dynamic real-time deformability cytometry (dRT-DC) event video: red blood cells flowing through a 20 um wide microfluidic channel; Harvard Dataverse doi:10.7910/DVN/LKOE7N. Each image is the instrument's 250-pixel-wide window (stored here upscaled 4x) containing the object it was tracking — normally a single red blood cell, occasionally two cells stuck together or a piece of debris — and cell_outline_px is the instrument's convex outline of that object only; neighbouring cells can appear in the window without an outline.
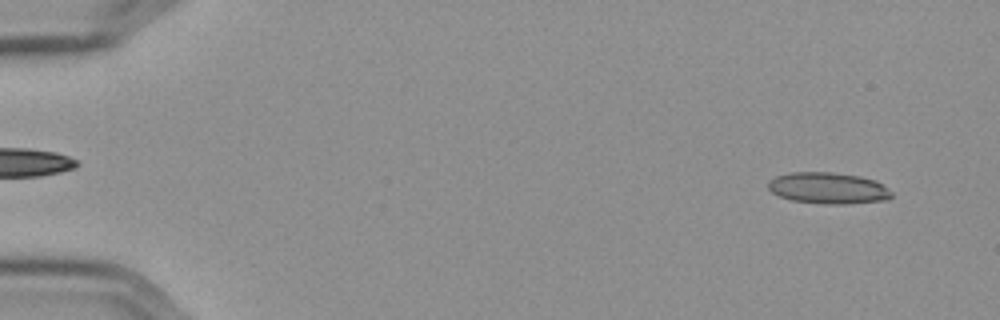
{"species": "Egyptian fruit bat (a non-hibernating species)", "species_latin": "Rousettus aegyptiacus", "temperature_condition": "cold", "stored_images_in_passage": 17, "camera_frame_rate_fps": 3000, "um_per_image_px": 0.085, "frame": {"image": 1, "passage_image": 4, "time_ms": 1.0, "image_size_px": [1000, 320], "cell_outline_px": [[892, 196], [888, 200], [840, 204], [836, 204], [792, 200], [780, 196], [772, 192], [768, 188], [768, 180], [776, 176], [788, 172], [832, 172], [860, 176], [876, 180], [892, 192]], "centroid_in_image_um": [70.39, 15.97], "position_along_channel_um": 14.6, "area_um2": 22.43}}
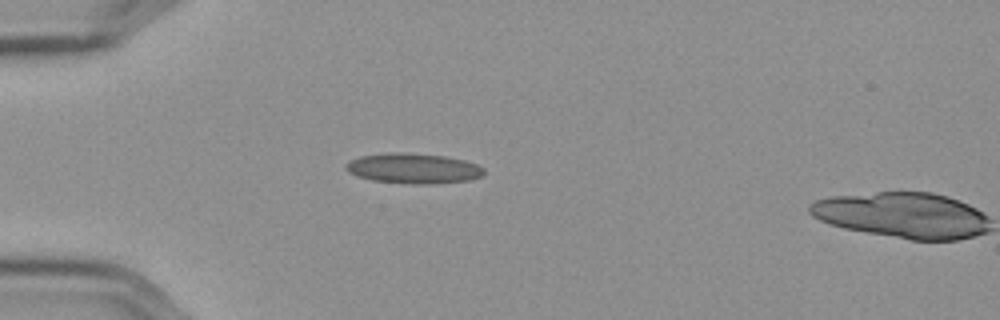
{"frame": {"image": 2, "passage_image": 16, "time_ms": 5.0, "image_size_px": [1000, 320], "cell_outline_px": [[484, 172], [480, 176], [468, 180], [428, 184], [412, 184], [372, 180], [356, 176], [348, 172], [344, 168], [344, 164], [360, 156], [388, 152], [400, 152], [444, 156], [464, 160], [476, 164], [484, 168]], "centroid_in_image_um": [35.08, 14.31], "position_along_channel_um": 49.9, "area_um2": 24.22}}